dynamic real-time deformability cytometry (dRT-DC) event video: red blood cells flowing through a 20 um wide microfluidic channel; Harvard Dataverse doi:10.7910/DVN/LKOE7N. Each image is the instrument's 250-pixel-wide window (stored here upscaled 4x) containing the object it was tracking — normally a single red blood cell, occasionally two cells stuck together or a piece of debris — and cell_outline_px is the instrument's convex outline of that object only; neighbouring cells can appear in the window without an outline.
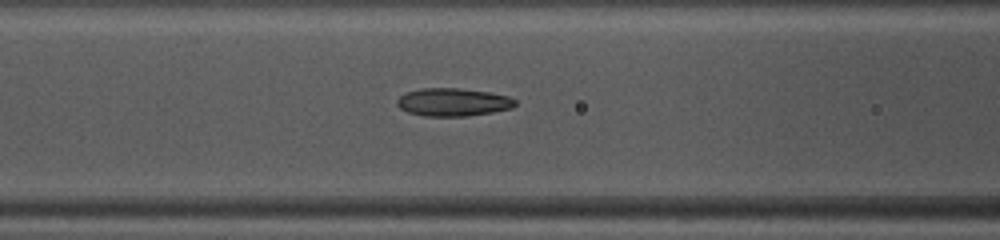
{"species": "common noctule bat (a hibernating species)", "species_latin": "Nyctalus noctula", "temperature_condition": "warm", "stored_images_in_passage": 47, "camera_frame_rate_fps": 3000, "um_per_image_px": 0.085, "animal": {"sex": "female", "body_mass_g": 10.0, "forearm_length_mm": 53.1}, "frame": {"image": 1, "passage_image": 17, "time_ms": 5.333, "image_size_px": [1000, 240], "cell_outline_px": [[516, 104], [512, 108], [492, 112], [464, 116], [424, 116], [408, 112], [400, 108], [396, 104], [396, 100], [404, 92], [424, 88], [460, 88], [488, 92], [508, 96], [516, 100]], "centroid_in_image_um": [38.48, 8.68], "position_along_channel_um": 128.1, "area_um2": 19.25}}
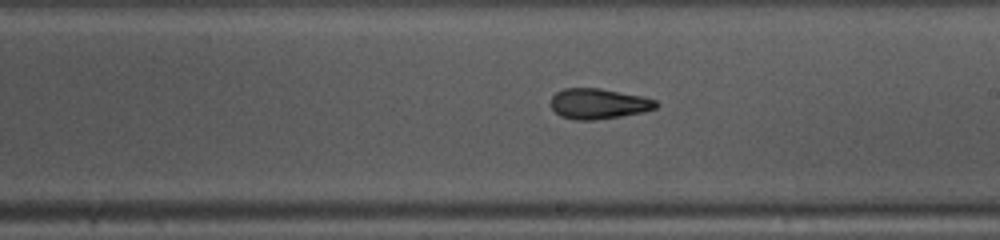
{"frame": {"image": 2, "passage_image": 25, "time_ms": 8.0, "image_size_px": [1000, 240], "cell_outline_px": [[660, 104], [656, 108], [644, 112], [620, 116], [592, 120], [576, 120], [560, 116], [552, 108], [552, 96], [556, 92], [564, 88], [600, 88], [644, 96], [656, 100]], "centroid_in_image_um": [50.91, 8.81], "position_along_channel_um": 238.1, "area_um2": 18.73}}
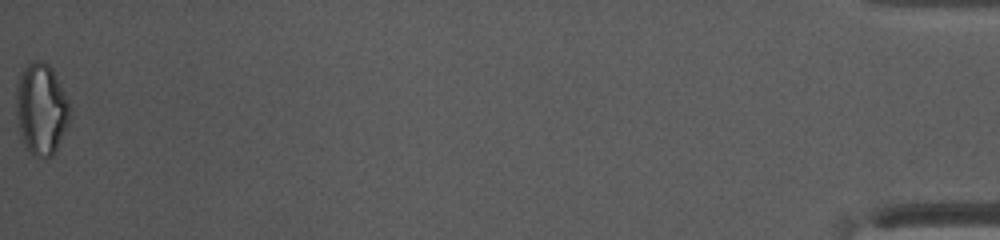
{"frame": {"image": 3, "passage_image": 47, "time_ms": 15.333, "image_size_px": [1000, 240], "cell_outline_px": [[68, 124], [52, 156], [36, 156], [28, 152], [24, 144], [20, 132], [16, 112], [16, 88], [20, 72], [32, 60], [44, 60], [52, 68], [68, 100]], "centroid_in_image_um": [3.47, 9.23], "position_along_channel_um": 431.7, "area_um2": 28.26}, "authors_computed_cell_mechanics": {"area_um2": 19.7098, "velocity_mm_per_s": 4.1216, "shape_relaxation_time_tau1_ms": 4.4499, "shape_relaxation_time_tau2_ms": 2.264, "deformation_change_tau1": 0.1543, "deformation_change_tau2": 0.108}}